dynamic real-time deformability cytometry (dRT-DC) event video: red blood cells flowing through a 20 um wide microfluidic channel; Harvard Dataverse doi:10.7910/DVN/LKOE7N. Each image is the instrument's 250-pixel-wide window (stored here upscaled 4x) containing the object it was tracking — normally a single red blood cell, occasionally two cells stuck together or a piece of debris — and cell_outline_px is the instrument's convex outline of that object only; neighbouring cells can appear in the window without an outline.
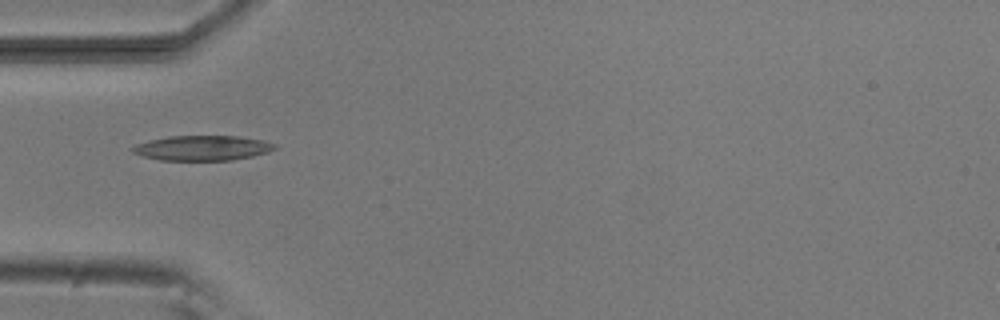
{"species": "common noctule bat (a hibernating species)", "species_latin": "Nyctalus noctula", "temperature_condition": "room temperature", "stored_images_in_passage": 6, "camera_frame_rate_fps": 3000, "um_per_image_px": 0.085, "animal": {"sex": "male", "body_mass_g": 20.5, "forearm_length_mm": 52.5}, "frame": {"image": 1, "passage_image": 5, "time_ms": 4.667, "image_size_px": [1000, 320], "cell_outline_px": [[276, 148], [268, 152], [252, 156], [232, 160], [160, 160], [144, 156], [132, 152], [132, 148], [136, 144], [148, 140], [168, 136], [240, 136], [264, 140], [276, 144]], "centroid_in_image_um": [17.22, 12.57], "position_along_channel_um": 67.8, "area_um2": 20.69}}
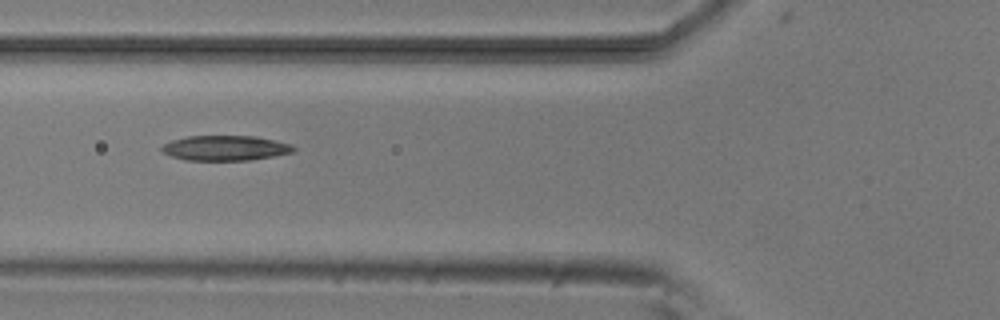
{"frame": {"image": 2, "passage_image": 6, "time_ms": 5.667, "image_size_px": [1000, 320], "cell_outline_px": [[296, 152], [252, 160], [184, 160], [172, 156], [164, 152], [160, 148], [164, 144], [172, 140], [188, 136], [256, 136], [292, 144], [296, 148]], "centroid_in_image_um": [19.2, 12.58], "position_along_channel_um": 106.6, "area_um2": 19.31}}